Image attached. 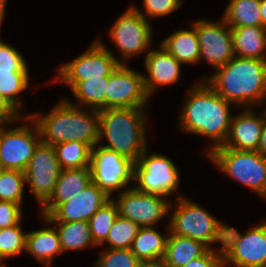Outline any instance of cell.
I'll use <instances>...</instances> for the list:
<instances>
[{"mask_svg":"<svg viewBox=\"0 0 266 267\" xmlns=\"http://www.w3.org/2000/svg\"><path fill=\"white\" fill-rule=\"evenodd\" d=\"M21 222L13 227L0 229V267L8 257H15L26 250V235L21 228Z\"/></svg>","mask_w":266,"mask_h":267,"instance_id":"836d02e7","label":"cell"},{"mask_svg":"<svg viewBox=\"0 0 266 267\" xmlns=\"http://www.w3.org/2000/svg\"><path fill=\"white\" fill-rule=\"evenodd\" d=\"M260 13L262 18V26L266 28V0H260Z\"/></svg>","mask_w":266,"mask_h":267,"instance_id":"ee69618b","label":"cell"},{"mask_svg":"<svg viewBox=\"0 0 266 267\" xmlns=\"http://www.w3.org/2000/svg\"><path fill=\"white\" fill-rule=\"evenodd\" d=\"M169 232V226L166 236L157 231L156 227H140L131 246L132 253L138 260L162 261Z\"/></svg>","mask_w":266,"mask_h":267,"instance_id":"d4e9b609","label":"cell"},{"mask_svg":"<svg viewBox=\"0 0 266 267\" xmlns=\"http://www.w3.org/2000/svg\"><path fill=\"white\" fill-rule=\"evenodd\" d=\"M61 170L54 146L41 141L25 171L26 184L40 206L52 194Z\"/></svg>","mask_w":266,"mask_h":267,"instance_id":"5bb4252c","label":"cell"},{"mask_svg":"<svg viewBox=\"0 0 266 267\" xmlns=\"http://www.w3.org/2000/svg\"><path fill=\"white\" fill-rule=\"evenodd\" d=\"M206 157L225 175L266 199V156L258 151H239L220 146Z\"/></svg>","mask_w":266,"mask_h":267,"instance_id":"5b68a950","label":"cell"},{"mask_svg":"<svg viewBox=\"0 0 266 267\" xmlns=\"http://www.w3.org/2000/svg\"><path fill=\"white\" fill-rule=\"evenodd\" d=\"M25 184V172L1 169L0 201L14 202L21 205Z\"/></svg>","mask_w":266,"mask_h":267,"instance_id":"1f68e13d","label":"cell"},{"mask_svg":"<svg viewBox=\"0 0 266 267\" xmlns=\"http://www.w3.org/2000/svg\"><path fill=\"white\" fill-rule=\"evenodd\" d=\"M144 12L134 7L145 19L149 21L150 18L162 17L171 14L179 9L184 1L182 0H142ZM148 17V18H147Z\"/></svg>","mask_w":266,"mask_h":267,"instance_id":"74e56055","label":"cell"},{"mask_svg":"<svg viewBox=\"0 0 266 267\" xmlns=\"http://www.w3.org/2000/svg\"><path fill=\"white\" fill-rule=\"evenodd\" d=\"M136 267H164L162 261L158 260H139Z\"/></svg>","mask_w":266,"mask_h":267,"instance_id":"7bdbcfd3","label":"cell"},{"mask_svg":"<svg viewBox=\"0 0 266 267\" xmlns=\"http://www.w3.org/2000/svg\"><path fill=\"white\" fill-rule=\"evenodd\" d=\"M177 199V208L169 215L170 233L200 241L209 248L218 219L198 203L181 196Z\"/></svg>","mask_w":266,"mask_h":267,"instance_id":"7c38bea8","label":"cell"},{"mask_svg":"<svg viewBox=\"0 0 266 267\" xmlns=\"http://www.w3.org/2000/svg\"><path fill=\"white\" fill-rule=\"evenodd\" d=\"M221 18L230 27L262 26L260 0H230Z\"/></svg>","mask_w":266,"mask_h":267,"instance_id":"4316f807","label":"cell"},{"mask_svg":"<svg viewBox=\"0 0 266 267\" xmlns=\"http://www.w3.org/2000/svg\"><path fill=\"white\" fill-rule=\"evenodd\" d=\"M182 63L171 55L162 45L158 50H149L144 60L148 76L144 75L145 90L150 95L160 86L179 81Z\"/></svg>","mask_w":266,"mask_h":267,"instance_id":"e0dca14e","label":"cell"},{"mask_svg":"<svg viewBox=\"0 0 266 267\" xmlns=\"http://www.w3.org/2000/svg\"><path fill=\"white\" fill-rule=\"evenodd\" d=\"M118 194V199L113 201L119 216L130 219L139 227H154L162 218H169L172 206L164 196L142 193L134 187Z\"/></svg>","mask_w":266,"mask_h":267,"instance_id":"8fae6325","label":"cell"},{"mask_svg":"<svg viewBox=\"0 0 266 267\" xmlns=\"http://www.w3.org/2000/svg\"><path fill=\"white\" fill-rule=\"evenodd\" d=\"M91 149V180L109 198L133 183L134 162L98 144ZM120 189V190H119Z\"/></svg>","mask_w":266,"mask_h":267,"instance_id":"52a82bcc","label":"cell"},{"mask_svg":"<svg viewBox=\"0 0 266 267\" xmlns=\"http://www.w3.org/2000/svg\"><path fill=\"white\" fill-rule=\"evenodd\" d=\"M0 71H28L22 54L10 44L0 41Z\"/></svg>","mask_w":266,"mask_h":267,"instance_id":"8d00e7d4","label":"cell"},{"mask_svg":"<svg viewBox=\"0 0 266 267\" xmlns=\"http://www.w3.org/2000/svg\"><path fill=\"white\" fill-rule=\"evenodd\" d=\"M236 57L266 60V28L263 26L231 27Z\"/></svg>","mask_w":266,"mask_h":267,"instance_id":"44dd1931","label":"cell"},{"mask_svg":"<svg viewBox=\"0 0 266 267\" xmlns=\"http://www.w3.org/2000/svg\"><path fill=\"white\" fill-rule=\"evenodd\" d=\"M29 87L28 71H0V94L21 113L20 93ZM18 97V98H17Z\"/></svg>","mask_w":266,"mask_h":267,"instance_id":"4dcf8cb0","label":"cell"},{"mask_svg":"<svg viewBox=\"0 0 266 267\" xmlns=\"http://www.w3.org/2000/svg\"><path fill=\"white\" fill-rule=\"evenodd\" d=\"M45 223L55 224L59 237L60 245L63 252L83 250L89 246H97L93 241L89 221L73 222H49L43 217Z\"/></svg>","mask_w":266,"mask_h":267,"instance_id":"484cf974","label":"cell"},{"mask_svg":"<svg viewBox=\"0 0 266 267\" xmlns=\"http://www.w3.org/2000/svg\"><path fill=\"white\" fill-rule=\"evenodd\" d=\"M259 115L248 108L232 117L229 134L222 147L239 151H258L264 124V111Z\"/></svg>","mask_w":266,"mask_h":267,"instance_id":"ac0fdd59","label":"cell"},{"mask_svg":"<svg viewBox=\"0 0 266 267\" xmlns=\"http://www.w3.org/2000/svg\"><path fill=\"white\" fill-rule=\"evenodd\" d=\"M21 205L14 202L0 201V229L10 228L22 221Z\"/></svg>","mask_w":266,"mask_h":267,"instance_id":"f35d334b","label":"cell"},{"mask_svg":"<svg viewBox=\"0 0 266 267\" xmlns=\"http://www.w3.org/2000/svg\"><path fill=\"white\" fill-rule=\"evenodd\" d=\"M26 252L33 255L41 264L50 266L53 257L63 252L56 227L52 225V227L28 232L26 235Z\"/></svg>","mask_w":266,"mask_h":267,"instance_id":"603a6c76","label":"cell"},{"mask_svg":"<svg viewBox=\"0 0 266 267\" xmlns=\"http://www.w3.org/2000/svg\"><path fill=\"white\" fill-rule=\"evenodd\" d=\"M185 105L179 115L184 132L212 139L206 156L223 146L232 121L231 103L220 96L203 78L187 92Z\"/></svg>","mask_w":266,"mask_h":267,"instance_id":"6da1fadb","label":"cell"},{"mask_svg":"<svg viewBox=\"0 0 266 267\" xmlns=\"http://www.w3.org/2000/svg\"><path fill=\"white\" fill-rule=\"evenodd\" d=\"M200 45V60L215 69L235 57L231 27L222 18L219 22L198 20L193 22Z\"/></svg>","mask_w":266,"mask_h":267,"instance_id":"9a60e30c","label":"cell"},{"mask_svg":"<svg viewBox=\"0 0 266 267\" xmlns=\"http://www.w3.org/2000/svg\"><path fill=\"white\" fill-rule=\"evenodd\" d=\"M147 149L134 163L133 183L142 193L171 196L178 190L180 174L175 163L162 154H146Z\"/></svg>","mask_w":266,"mask_h":267,"instance_id":"8992f818","label":"cell"},{"mask_svg":"<svg viewBox=\"0 0 266 267\" xmlns=\"http://www.w3.org/2000/svg\"><path fill=\"white\" fill-rule=\"evenodd\" d=\"M151 24L134 6L129 7L109 29L115 46L121 51L123 59L138 56L149 49L152 39Z\"/></svg>","mask_w":266,"mask_h":267,"instance_id":"30bf717a","label":"cell"},{"mask_svg":"<svg viewBox=\"0 0 266 267\" xmlns=\"http://www.w3.org/2000/svg\"><path fill=\"white\" fill-rule=\"evenodd\" d=\"M31 120V125H20L13 129H5L7 124H0V167L2 169L25 172L35 149L40 144L41 136L34 120L23 116V120Z\"/></svg>","mask_w":266,"mask_h":267,"instance_id":"9c48e42d","label":"cell"},{"mask_svg":"<svg viewBox=\"0 0 266 267\" xmlns=\"http://www.w3.org/2000/svg\"><path fill=\"white\" fill-rule=\"evenodd\" d=\"M241 233L237 228L230 227L221 221H217L214 230V236L212 243H221L220 249L214 251L211 247L208 250L222 263L224 264L233 254L234 248Z\"/></svg>","mask_w":266,"mask_h":267,"instance_id":"e575fe53","label":"cell"},{"mask_svg":"<svg viewBox=\"0 0 266 267\" xmlns=\"http://www.w3.org/2000/svg\"><path fill=\"white\" fill-rule=\"evenodd\" d=\"M137 257L131 249H106L95 263L96 267H136Z\"/></svg>","mask_w":266,"mask_h":267,"instance_id":"d590c367","label":"cell"},{"mask_svg":"<svg viewBox=\"0 0 266 267\" xmlns=\"http://www.w3.org/2000/svg\"><path fill=\"white\" fill-rule=\"evenodd\" d=\"M61 169L90 167L91 147L79 141H67L54 145Z\"/></svg>","mask_w":266,"mask_h":267,"instance_id":"f1b7e54d","label":"cell"},{"mask_svg":"<svg viewBox=\"0 0 266 267\" xmlns=\"http://www.w3.org/2000/svg\"><path fill=\"white\" fill-rule=\"evenodd\" d=\"M234 267H266V221L241 234L233 254L223 264Z\"/></svg>","mask_w":266,"mask_h":267,"instance_id":"d6986e66","label":"cell"},{"mask_svg":"<svg viewBox=\"0 0 266 267\" xmlns=\"http://www.w3.org/2000/svg\"><path fill=\"white\" fill-rule=\"evenodd\" d=\"M258 152L266 156V113L264 111V124L262 127V133L260 138V144L258 147Z\"/></svg>","mask_w":266,"mask_h":267,"instance_id":"b9f144b4","label":"cell"},{"mask_svg":"<svg viewBox=\"0 0 266 267\" xmlns=\"http://www.w3.org/2000/svg\"><path fill=\"white\" fill-rule=\"evenodd\" d=\"M7 0H0V25L2 24L3 18H4V11H5V3Z\"/></svg>","mask_w":266,"mask_h":267,"instance_id":"f6af8a7d","label":"cell"},{"mask_svg":"<svg viewBox=\"0 0 266 267\" xmlns=\"http://www.w3.org/2000/svg\"><path fill=\"white\" fill-rule=\"evenodd\" d=\"M144 74L125 64H119L112 72L107 84L105 109L147 108L150 98L145 90Z\"/></svg>","mask_w":266,"mask_h":267,"instance_id":"4fadbf2b","label":"cell"},{"mask_svg":"<svg viewBox=\"0 0 266 267\" xmlns=\"http://www.w3.org/2000/svg\"><path fill=\"white\" fill-rule=\"evenodd\" d=\"M18 110L0 94V124L18 122L23 117ZM20 119V120H19Z\"/></svg>","mask_w":266,"mask_h":267,"instance_id":"ab89813d","label":"cell"},{"mask_svg":"<svg viewBox=\"0 0 266 267\" xmlns=\"http://www.w3.org/2000/svg\"><path fill=\"white\" fill-rule=\"evenodd\" d=\"M207 251L208 247L204 243L169 232L162 263L164 267H182L203 256Z\"/></svg>","mask_w":266,"mask_h":267,"instance_id":"7402d4cb","label":"cell"},{"mask_svg":"<svg viewBox=\"0 0 266 267\" xmlns=\"http://www.w3.org/2000/svg\"><path fill=\"white\" fill-rule=\"evenodd\" d=\"M118 216V207L112 198L92 215L89 225L93 241L97 246L105 243L110 228Z\"/></svg>","mask_w":266,"mask_h":267,"instance_id":"f546056e","label":"cell"},{"mask_svg":"<svg viewBox=\"0 0 266 267\" xmlns=\"http://www.w3.org/2000/svg\"><path fill=\"white\" fill-rule=\"evenodd\" d=\"M110 76H99L79 81L71 90L76 100L89 109H105V95Z\"/></svg>","mask_w":266,"mask_h":267,"instance_id":"83f0119b","label":"cell"},{"mask_svg":"<svg viewBox=\"0 0 266 267\" xmlns=\"http://www.w3.org/2000/svg\"><path fill=\"white\" fill-rule=\"evenodd\" d=\"M205 81L236 106L266 102V60L234 57Z\"/></svg>","mask_w":266,"mask_h":267,"instance_id":"3957f363","label":"cell"},{"mask_svg":"<svg viewBox=\"0 0 266 267\" xmlns=\"http://www.w3.org/2000/svg\"><path fill=\"white\" fill-rule=\"evenodd\" d=\"M147 108H107L99 110V143L106 138L109 150L136 163L147 149Z\"/></svg>","mask_w":266,"mask_h":267,"instance_id":"277c9868","label":"cell"},{"mask_svg":"<svg viewBox=\"0 0 266 267\" xmlns=\"http://www.w3.org/2000/svg\"><path fill=\"white\" fill-rule=\"evenodd\" d=\"M177 30L161 42L171 55L182 64H195L200 61V45L196 29Z\"/></svg>","mask_w":266,"mask_h":267,"instance_id":"cb8c5ba5","label":"cell"},{"mask_svg":"<svg viewBox=\"0 0 266 267\" xmlns=\"http://www.w3.org/2000/svg\"><path fill=\"white\" fill-rule=\"evenodd\" d=\"M110 199L91 182L82 192H78L44 217L49 222L89 221L92 215Z\"/></svg>","mask_w":266,"mask_h":267,"instance_id":"2e32d148","label":"cell"},{"mask_svg":"<svg viewBox=\"0 0 266 267\" xmlns=\"http://www.w3.org/2000/svg\"><path fill=\"white\" fill-rule=\"evenodd\" d=\"M91 169H62L50 197L40 206L42 216L50 215L60 204L82 192L90 183Z\"/></svg>","mask_w":266,"mask_h":267,"instance_id":"ffe728a7","label":"cell"},{"mask_svg":"<svg viewBox=\"0 0 266 267\" xmlns=\"http://www.w3.org/2000/svg\"><path fill=\"white\" fill-rule=\"evenodd\" d=\"M105 46L96 39L83 54L59 67L55 82L60 80L72 89L79 81L110 76L119 64L124 63Z\"/></svg>","mask_w":266,"mask_h":267,"instance_id":"ba28073f","label":"cell"},{"mask_svg":"<svg viewBox=\"0 0 266 267\" xmlns=\"http://www.w3.org/2000/svg\"><path fill=\"white\" fill-rule=\"evenodd\" d=\"M81 108L67 99H60L46 115L29 116L36 123L42 142L54 146L79 141L93 148L99 143V110Z\"/></svg>","mask_w":266,"mask_h":267,"instance_id":"7a4b0ae2","label":"cell"},{"mask_svg":"<svg viewBox=\"0 0 266 267\" xmlns=\"http://www.w3.org/2000/svg\"><path fill=\"white\" fill-rule=\"evenodd\" d=\"M139 228L130 219L118 216L112 224L108 238L105 241L109 244L108 249H131Z\"/></svg>","mask_w":266,"mask_h":267,"instance_id":"d6a6232c","label":"cell"},{"mask_svg":"<svg viewBox=\"0 0 266 267\" xmlns=\"http://www.w3.org/2000/svg\"><path fill=\"white\" fill-rule=\"evenodd\" d=\"M182 267H223V264L208 250L203 256Z\"/></svg>","mask_w":266,"mask_h":267,"instance_id":"60d3db41","label":"cell"}]
</instances>
